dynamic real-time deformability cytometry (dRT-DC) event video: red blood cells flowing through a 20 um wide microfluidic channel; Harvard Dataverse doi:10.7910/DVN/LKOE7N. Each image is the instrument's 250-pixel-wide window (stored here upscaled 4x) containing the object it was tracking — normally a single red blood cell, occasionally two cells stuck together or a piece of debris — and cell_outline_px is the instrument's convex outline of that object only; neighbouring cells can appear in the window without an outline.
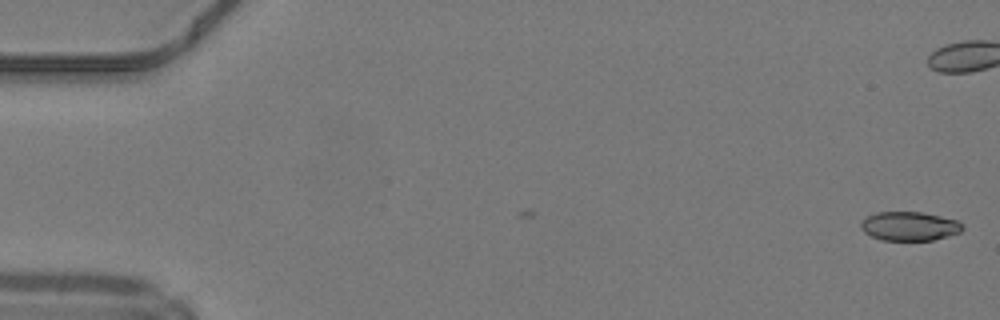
{"species": "common noctule bat (a hibernating species)", "species_latin": "Nyctalus noctula", "temperature_condition": "warm", "stored_images_in_passage": 40, "camera_frame_rate_fps": 3000, "um_per_image_px": 0.085, "animal": {"sex": "male", "body_mass_g": 19.2, "forearm_length_mm": 51.8}, "frame": {"image": 1, "passage_image": 1, "time_ms": 0.0, "image_size_px": [1000, 320], "cell_outline_px": [[964, 228], [960, 232], [948, 236], [932, 240], [880, 240], [864, 232], [860, 228], [860, 224], [868, 216], [876, 212], [920, 212], [940, 216], [956, 220]], "centroid_in_image_um": [77.28, 19.23], "position_along_channel_um": 7.7, "area_um2": 16.99}}